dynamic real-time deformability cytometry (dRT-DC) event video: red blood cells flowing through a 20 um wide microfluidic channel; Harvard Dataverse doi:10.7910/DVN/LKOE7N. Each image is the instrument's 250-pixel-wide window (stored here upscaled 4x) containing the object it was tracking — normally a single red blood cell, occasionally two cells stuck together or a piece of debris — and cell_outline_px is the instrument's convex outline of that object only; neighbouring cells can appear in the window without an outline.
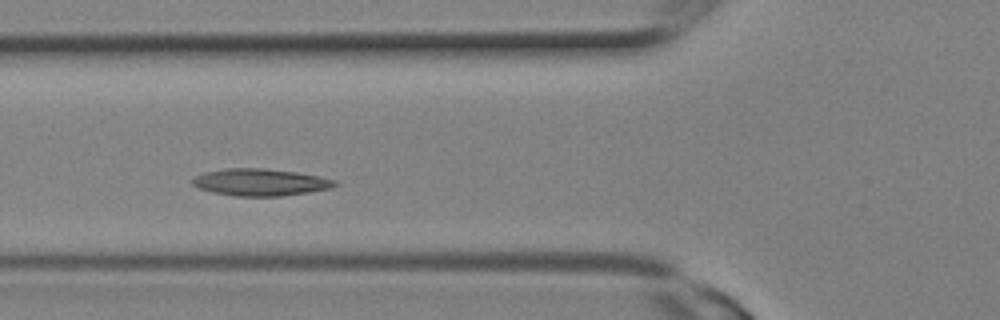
{"species": "Egyptian fruit bat (a non-hibernating species)", "species_latin": "Rousettus aegyptiacus", "temperature_condition": "room temperature", "stored_images_in_passage": 11, "camera_frame_rate_fps": 3000, "um_per_image_px": 0.085, "animal": {"sex": "female"}, "frame": {"image": 1, "passage_image": 5, "time_ms": 1.333, "image_size_px": [1000, 320], "cell_outline_px": [[340, 184], [328, 188], [308, 192], [280, 196], [236, 196], [212, 192], [200, 188], [192, 184], [192, 176], [204, 172], [224, 168], [264, 168], [296, 172], [320, 176], [336, 180]], "centroid_in_image_um": [22.1, 15.48], "position_along_channel_um": 103.7, "area_um2": 22.48}}
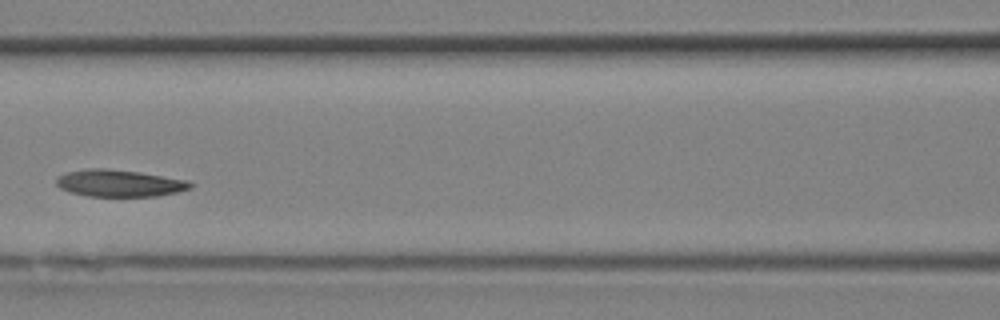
{"frame": {"image": 2, "passage_image": 7, "time_ms": 2.0, "image_size_px": [1000, 320], "cell_outline_px": [[192, 188], [176, 192], [156, 196], [88, 196], [68, 192], [60, 188], [56, 184], [56, 180], [60, 176], [68, 172], [88, 168], [104, 168], [140, 172], [188, 180], [192, 184]], "centroid_in_image_um": [10.14, 15.57], "position_along_channel_um": 156.5, "area_um2": 20.98}}